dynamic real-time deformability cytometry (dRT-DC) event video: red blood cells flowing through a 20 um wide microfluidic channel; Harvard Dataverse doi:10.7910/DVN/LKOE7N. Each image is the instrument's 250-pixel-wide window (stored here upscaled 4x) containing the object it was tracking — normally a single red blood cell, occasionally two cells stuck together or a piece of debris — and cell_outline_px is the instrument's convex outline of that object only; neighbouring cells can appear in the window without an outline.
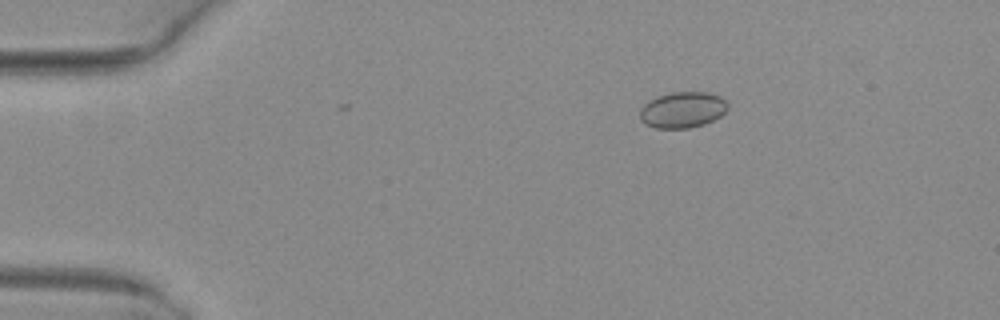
{"species": "common noctule bat (a hibernating species)", "species_latin": "Nyctalus noctula", "temperature_condition": "warm", "stored_images_in_passage": 5, "camera_frame_rate_fps": 3000, "um_per_image_px": 0.085, "animal": {"sex": "female", "body_mass_g": 29.2, "forearm_length_mm": 56.3}, "frame": {"image": 1, "passage_image": 3, "time_ms": 0.667, "image_size_px": [1000, 320], "cell_outline_px": [[728, 108], [720, 116], [704, 124], [688, 128], [656, 128], [644, 124], [640, 120], [640, 108], [648, 100], [672, 92], [708, 92], [720, 96], [728, 100]], "centroid_in_image_um": [58.02, 9.33], "position_along_channel_um": 27.0, "area_um2": 18.55}}
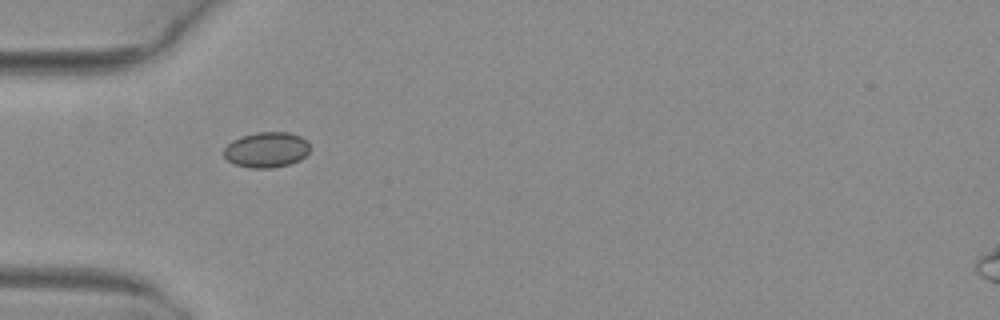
{"frame": {"image": 2, "passage_image": 5, "time_ms": 1.333, "image_size_px": [1000, 320], "cell_outline_px": [[308, 152], [300, 160], [288, 164], [272, 168], [248, 168], [236, 164], [228, 160], [224, 156], [224, 148], [232, 140], [256, 132], [288, 132], [300, 136], [308, 144]], "centroid_in_image_um": [22.63, 12.73], "position_along_channel_um": 62.4, "area_um2": 17.57}}